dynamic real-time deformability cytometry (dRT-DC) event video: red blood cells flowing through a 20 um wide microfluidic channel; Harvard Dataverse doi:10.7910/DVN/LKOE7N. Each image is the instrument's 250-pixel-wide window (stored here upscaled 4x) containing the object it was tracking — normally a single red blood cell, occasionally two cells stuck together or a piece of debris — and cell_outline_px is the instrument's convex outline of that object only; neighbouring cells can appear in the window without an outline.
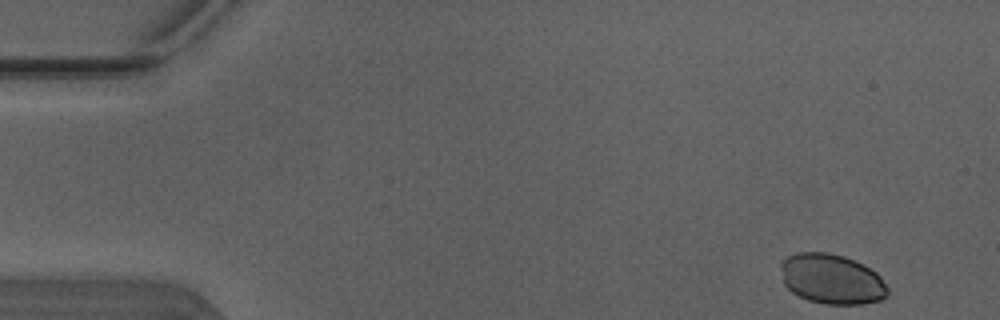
{"species": "Egyptian fruit bat (a non-hibernating species)", "species_latin": "Rousettus aegyptiacus", "temperature_condition": "warm", "stored_images_in_passage": 48, "camera_frame_rate_fps": 3000, "um_per_image_px": 0.085, "animal": {"sex": "male"}, "frame": {"image": 1, "passage_image": 1, "time_ms": 0.0, "image_size_px": [1000, 320], "cell_outline_px": [[888, 292], [880, 300], [860, 304], [824, 304], [808, 300], [792, 292], [784, 284], [780, 268], [780, 264], [788, 256], [796, 252], [828, 252], [844, 256], [864, 264], [876, 272], [880, 276], [888, 288]], "centroid_in_image_um": [70.68, 23.71], "position_along_channel_um": 14.3, "area_um2": 31.21}}
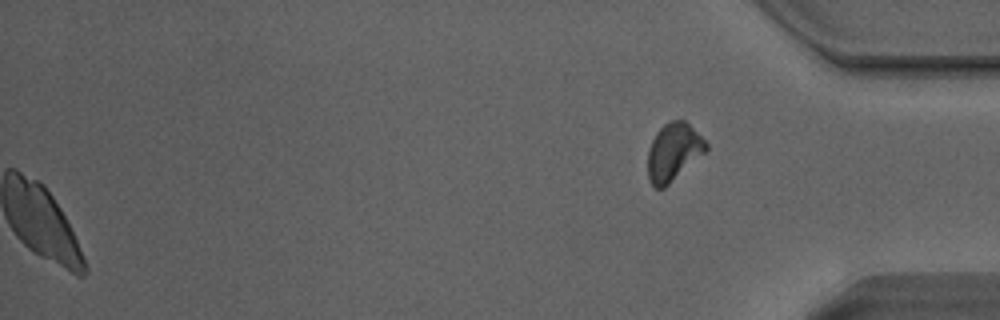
{"frame": {"image": 2, "passage_image": 48, "time_ms": 15.667, "image_size_px": [1000, 320], "cell_outline_px": [[708, 148], [704, 152], [664, 188], [656, 188], [648, 180], [648, 152], [652, 140], [656, 132], [664, 124], [672, 120], [684, 120], [708, 144]], "centroid_in_image_um": [57.21, 12.92], "position_along_channel_um": 378.0, "area_um2": 19.07}}